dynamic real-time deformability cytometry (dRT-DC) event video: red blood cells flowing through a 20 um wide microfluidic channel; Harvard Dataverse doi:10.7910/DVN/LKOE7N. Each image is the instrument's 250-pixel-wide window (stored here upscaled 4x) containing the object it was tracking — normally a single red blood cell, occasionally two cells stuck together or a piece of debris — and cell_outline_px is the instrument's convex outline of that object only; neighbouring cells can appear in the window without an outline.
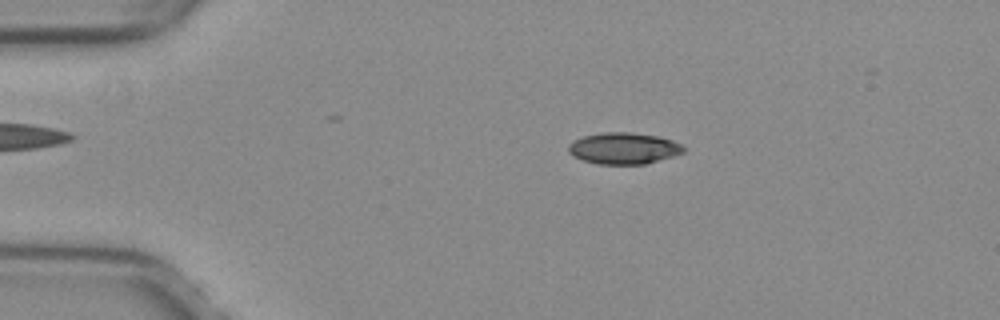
{"species": "common noctule bat (a hibernating species)", "species_latin": "Nyctalus noctula", "temperature_condition": "warm", "stored_images_in_passage": 49, "camera_frame_rate_fps": 3000, "um_per_image_px": 0.085, "animal": {"sex": "female", "body_mass_g": 29.2, "forearm_length_mm": 56.3}, "frame": {"image": 1, "passage_image": 10, "time_ms": 3.0, "image_size_px": [1000, 320], "cell_outline_px": [[688, 148], [684, 152], [672, 156], [644, 164], [596, 164], [572, 156], [568, 152], [568, 144], [572, 140], [584, 136], [604, 132], [632, 132], [660, 136], [672, 140]], "centroid_in_image_um": [53.0, 12.6], "position_along_channel_um": 32.0, "area_um2": 21.27}}
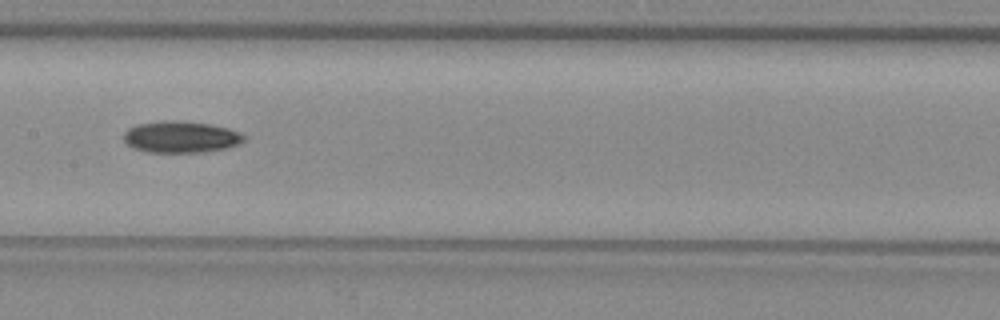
{"frame": {"image": 2, "passage_image": 26, "time_ms": 8.333, "image_size_px": [1000, 320], "cell_outline_px": [[244, 140], [240, 144], [228, 148], [204, 152], [148, 152], [132, 148], [124, 140], [124, 132], [128, 128], [136, 124], [164, 120], [172, 120], [208, 124], [228, 128], [240, 132], [244, 136]], "centroid_in_image_um": [15.36, 11.64], "position_along_channel_um": 192.0, "area_um2": 22.2}}
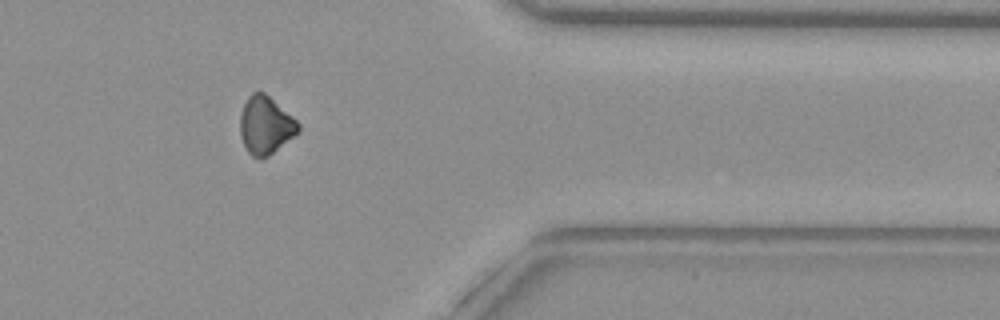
{"frame": {"image": 3, "passage_image": 42, "time_ms": 13.667, "image_size_px": [1000, 320], "cell_outline_px": [[300, 132], [268, 156], [260, 160], [252, 156], [248, 152], [240, 136], [240, 116], [244, 104], [248, 96], [252, 92], [264, 92], [292, 116], [300, 124]], "centroid_in_image_um": [22.57, 10.67], "position_along_channel_um": 388.8, "area_um2": 19.59}}